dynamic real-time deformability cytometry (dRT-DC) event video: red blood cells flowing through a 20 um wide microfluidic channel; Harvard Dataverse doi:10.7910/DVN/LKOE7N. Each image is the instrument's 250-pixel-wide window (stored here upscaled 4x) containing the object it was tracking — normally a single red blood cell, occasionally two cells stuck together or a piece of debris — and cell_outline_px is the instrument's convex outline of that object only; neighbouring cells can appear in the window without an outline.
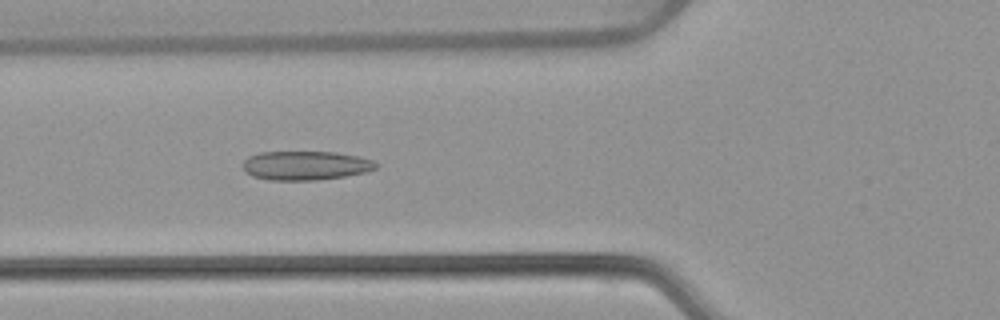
{"species": "common noctule bat (a hibernating species)", "species_latin": "Nyctalus noctula", "temperature_condition": "warm", "stored_images_in_passage": 52, "camera_frame_rate_fps": 3000, "um_per_image_px": 0.085, "animal": {"sex": "female", "body_mass_g": 22.7, "forearm_length_mm": 54.2}, "frame": {"image": 1, "passage_image": 19, "time_ms": 6.0, "image_size_px": [1000, 320], "cell_outline_px": [[380, 164], [376, 168], [364, 172], [344, 176], [316, 180], [268, 180], [252, 176], [244, 172], [244, 160], [248, 156], [260, 152], [336, 152], [356, 156], [372, 160]], "centroid_in_image_um": [25.95, 14.07], "position_along_channel_um": 99.9, "area_um2": 22.48}}
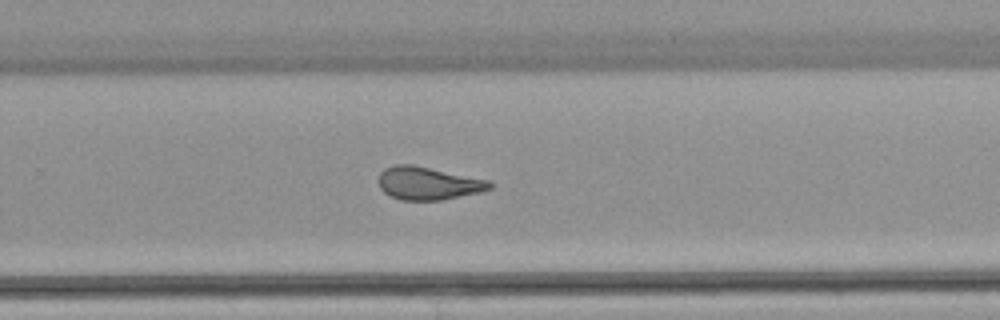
{"frame": {"image": 2, "passage_image": 34, "time_ms": 11.0, "image_size_px": [1000, 320], "cell_outline_px": [[492, 188], [480, 192], [440, 200], [400, 200], [384, 192], [380, 188], [380, 172], [384, 168], [392, 164], [412, 164], [488, 180], [492, 184]], "centroid_in_image_um": [36.37, 15.57], "position_along_channel_um": 293.4, "area_um2": 21.15}}
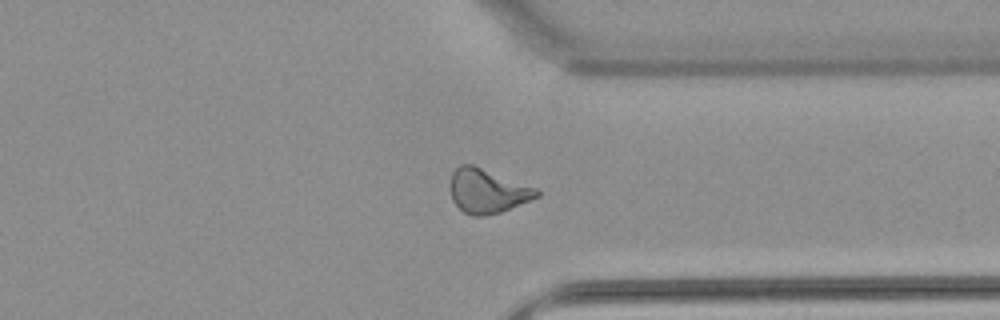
{"frame": {"image": 3, "passage_image": 40, "time_ms": 13.0, "image_size_px": [1000, 320], "cell_outline_px": [[540, 196], [500, 212], [484, 216], [472, 216], [464, 212], [452, 200], [452, 172], [460, 164], [472, 164], [540, 188]], "centroid_in_image_um": [41.48, 16.22], "position_along_channel_um": 369.9, "area_um2": 22.25}, "authors_computed_cell_mechanics": {"area_um2": 22.3975, "velocity_mm_per_s": 3.8731, "shape_relaxation_time_tau1_ms": null, "shape_relaxation_time_tau2_ms": 1.9412, "deformation_change_tau1": null, "deformation_change_tau2": 0.1091}}